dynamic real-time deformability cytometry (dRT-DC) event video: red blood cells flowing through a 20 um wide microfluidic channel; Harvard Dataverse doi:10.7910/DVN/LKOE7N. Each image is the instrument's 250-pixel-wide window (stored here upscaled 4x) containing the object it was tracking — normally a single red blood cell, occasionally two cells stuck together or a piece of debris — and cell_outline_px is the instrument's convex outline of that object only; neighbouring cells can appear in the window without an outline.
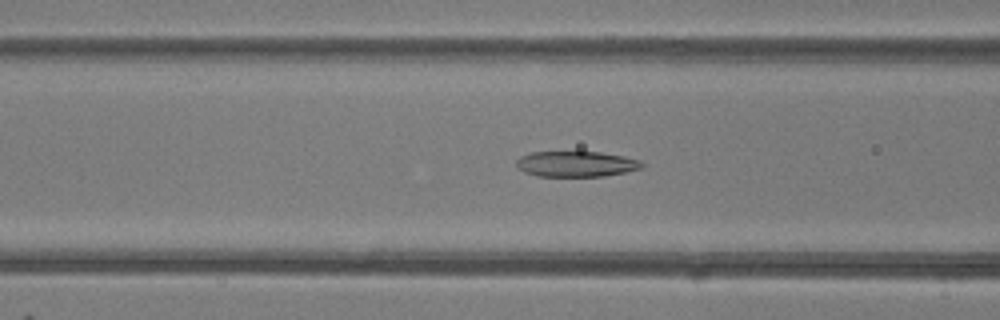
{"species": "common noctule bat (a hibernating species)", "species_latin": "Nyctalus noctula", "temperature_condition": "room temperature", "stored_images_in_passage": 46, "camera_frame_rate_fps": 3000, "um_per_image_px": 0.085, "animal": {"sex": "female"}, "frame": {"image": 1, "passage_image": 17, "time_ms": 5.333, "image_size_px": [1000, 320], "cell_outline_px": [[644, 164], [640, 168], [624, 172], [604, 176], [536, 176], [524, 172], [516, 168], [516, 160], [520, 156], [532, 152], [600, 152], [624, 156], [640, 160]], "centroid_in_image_um": [48.93, 13.94], "position_along_channel_um": 117.7, "area_um2": 18.73}}
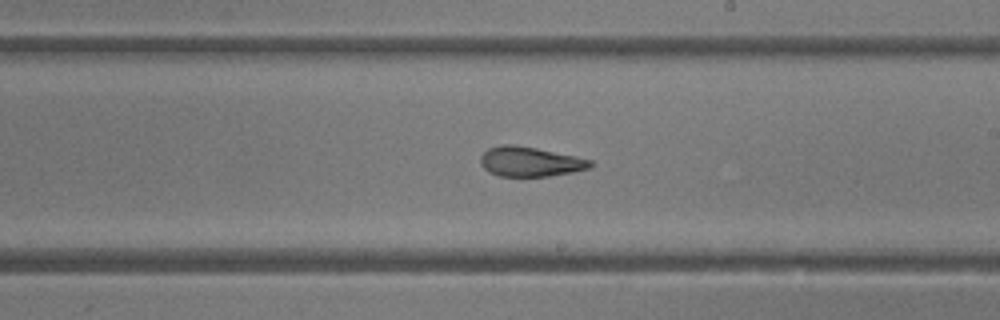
{"frame": {"image": 2, "passage_image": 26, "time_ms": 8.333, "image_size_px": [1000, 320], "cell_outline_px": [[596, 164], [592, 168], [572, 172], [548, 176], [500, 176], [488, 172], [480, 164], [480, 156], [488, 148], [500, 144], [512, 144], [536, 148], [576, 156], [592, 160]], "centroid_in_image_um": [45.08, 13.74], "position_along_channel_um": 243.9, "area_um2": 19.25}}
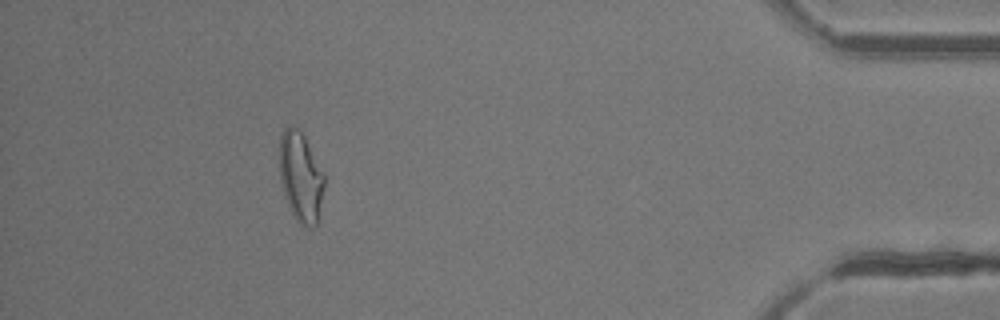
{"frame": {"image": 3, "passage_image": 42, "time_ms": 13.667, "image_size_px": [1000, 320], "cell_outline_px": [[324, 188], [316, 228], [308, 228], [300, 224], [296, 220], [284, 196], [280, 180], [280, 136], [284, 128], [296, 128], [304, 136], [324, 172]], "centroid_in_image_um": [25.57, 15.09], "position_along_channel_um": 409.6, "area_um2": 23.35}, "authors_computed_cell_mechanics": {"area_um2": 21.2126, "velocity_mm_per_s": 4.204, "shape_relaxation_time_tau1_ms": 11.3115, "shape_relaxation_time_tau2_ms": 1.6084, "deformation_change_tau1": 0.3109, "deformation_change_tau2": 0.1038}}